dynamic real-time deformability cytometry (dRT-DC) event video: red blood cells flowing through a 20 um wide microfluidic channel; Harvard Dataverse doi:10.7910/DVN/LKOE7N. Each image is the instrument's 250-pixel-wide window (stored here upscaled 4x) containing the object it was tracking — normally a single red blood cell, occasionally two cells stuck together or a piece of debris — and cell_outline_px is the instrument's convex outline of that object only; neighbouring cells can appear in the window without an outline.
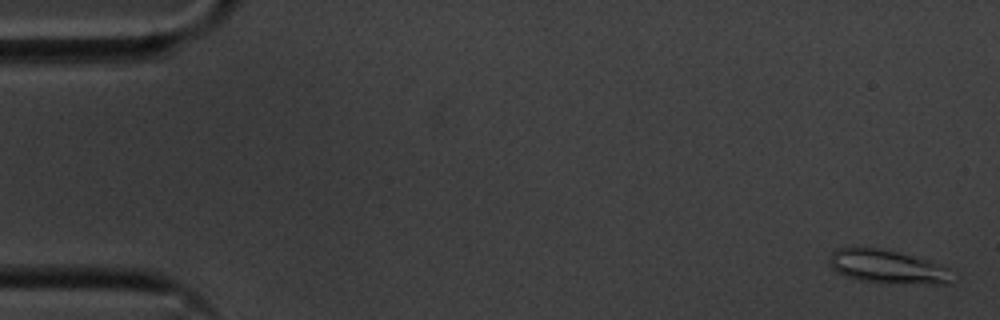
{"species": "common noctule bat (a hibernating species)", "species_latin": "Nyctalus noctula", "temperature_condition": "cold", "stored_images_in_passage": 56, "camera_frame_rate_fps": 3000, "um_per_image_px": 0.085, "animal": {"sex": "male", "body_mass_g": 20.1, "forearm_length_mm": 53.5}, "frame": {"image": 1, "passage_image": 2, "time_ms": 0.333, "image_size_px": [1000, 320], "cell_outline_px": [[952, 284], [892, 284], [860, 280], [844, 276], [836, 272], [828, 264], [828, 256], [836, 248], [880, 248], [900, 252], [928, 260], [948, 268]], "centroid_in_image_um": [75.4, 22.69], "position_along_channel_um": 9.6, "area_um2": 24.33}}
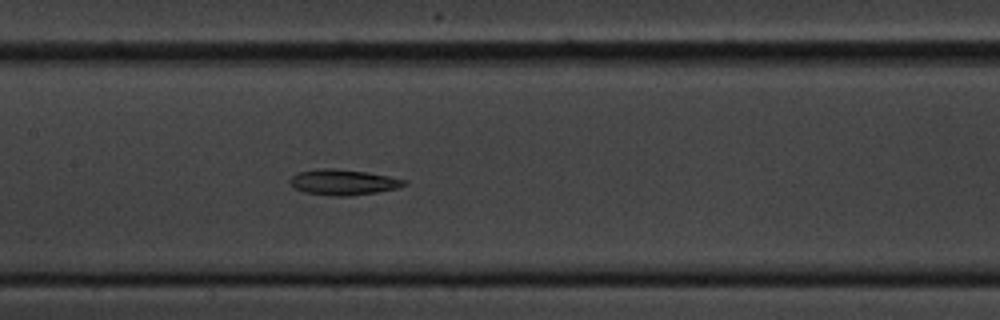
{"frame": {"image": 2, "passage_image": 27, "time_ms": 8.667, "image_size_px": [1000, 320], "cell_outline_px": [[408, 184], [396, 188], [376, 192], [348, 196], [332, 196], [304, 192], [296, 188], [288, 180], [292, 176], [300, 172], [316, 168], [336, 168], [364, 172], [388, 176], [408, 180]], "centroid_in_image_um": [29.18, 15.48], "position_along_channel_um": 178.2, "area_um2": 16.94}}
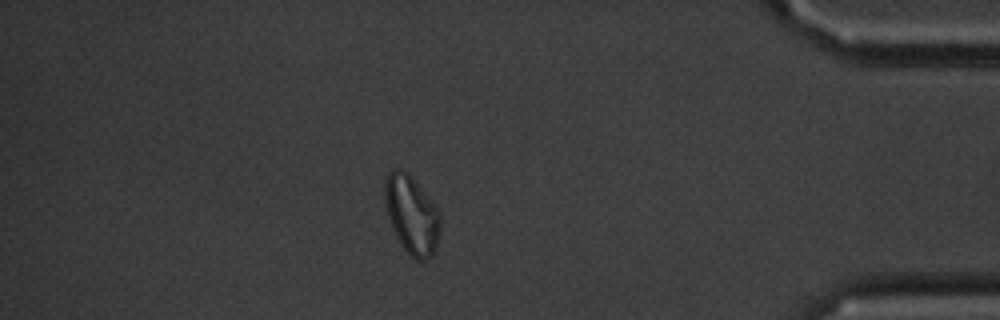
{"frame": {"image": 3, "passage_image": 49, "time_ms": 16.0, "image_size_px": [1000, 320], "cell_outline_px": [[440, 224], [436, 248], [432, 256], [424, 260], [416, 260], [400, 244], [392, 228], [388, 216], [384, 196], [384, 184], [392, 168], [400, 168], [408, 172], [412, 176], [440, 212]], "centroid_in_image_um": [34.99, 18.24], "position_along_channel_um": 400.2, "area_um2": 25.2}, "authors_computed_cell_mechanics": {"area_um2": 19.5653, "velocity_mm_per_s": 3.5555, "shape_relaxation_time_tau1_ms": null, "shape_relaxation_time_tau2_ms": 6.1319, "deformation_change_tau1": null, "deformation_change_tau2": 0.1506}}